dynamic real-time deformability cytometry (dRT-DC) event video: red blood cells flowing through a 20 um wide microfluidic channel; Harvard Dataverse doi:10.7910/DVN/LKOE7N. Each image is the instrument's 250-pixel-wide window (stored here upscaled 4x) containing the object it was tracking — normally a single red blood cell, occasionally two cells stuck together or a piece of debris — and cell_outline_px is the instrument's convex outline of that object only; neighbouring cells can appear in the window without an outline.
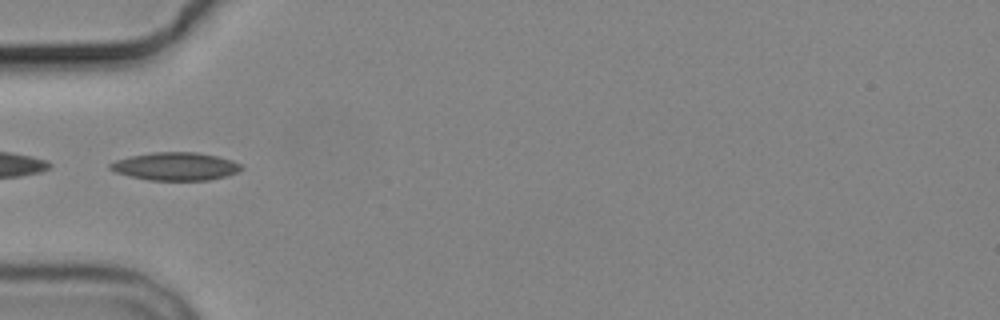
{"species": "common noctule bat (a hibernating species)", "species_latin": "Nyctalus noctula", "temperature_condition": "cold", "stored_images_in_passage": 8, "camera_frame_rate_fps": 3000, "um_per_image_px": 0.085, "animal": {"sex": "male", "body_mass_g": 19.2, "forearm_length_mm": 51.8}, "frame": {"image": 1, "passage_image": 5, "time_ms": 4.667, "image_size_px": [1000, 320], "cell_outline_px": [[244, 168], [236, 172], [224, 176], [208, 180], [148, 180], [128, 176], [116, 172], [108, 168], [108, 164], [116, 160], [132, 156], [152, 152], [196, 152], [216, 156], [232, 160], [240, 164]], "centroid_in_image_um": [14.89, 14.14], "position_along_channel_um": 70.1, "area_um2": 21.27}}
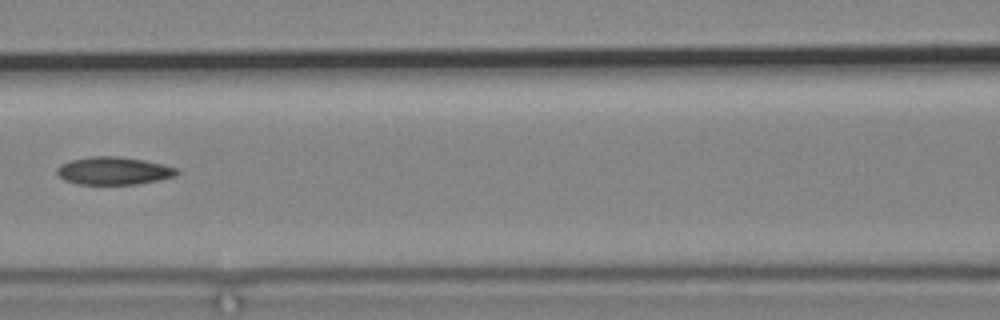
{"frame": {"image": 2, "passage_image": 7, "time_ms": 7.0, "image_size_px": [1000, 320], "cell_outline_px": [[180, 172], [176, 176], [136, 184], [76, 184], [64, 180], [56, 172], [56, 168], [60, 164], [72, 160], [92, 156], [116, 156], [144, 160], [164, 164], [176, 168]], "centroid_in_image_um": [9.65, 14.51], "position_along_channel_um": 156.9, "area_um2": 19.36}}
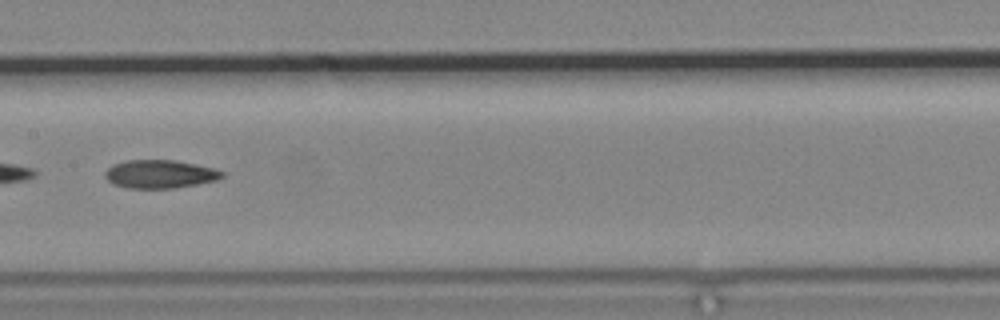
{"frame": {"image": 3, "passage_image": 8, "time_ms": 8.0, "image_size_px": [1000, 320], "cell_outline_px": [[224, 176], [216, 180], [196, 184], [172, 188], [128, 188], [112, 184], [104, 176], [104, 172], [112, 164], [128, 160], [176, 160], [196, 164], [212, 168], [224, 172]], "centroid_in_image_um": [13.56, 14.79], "position_along_channel_um": 193.8, "area_um2": 19.25}}